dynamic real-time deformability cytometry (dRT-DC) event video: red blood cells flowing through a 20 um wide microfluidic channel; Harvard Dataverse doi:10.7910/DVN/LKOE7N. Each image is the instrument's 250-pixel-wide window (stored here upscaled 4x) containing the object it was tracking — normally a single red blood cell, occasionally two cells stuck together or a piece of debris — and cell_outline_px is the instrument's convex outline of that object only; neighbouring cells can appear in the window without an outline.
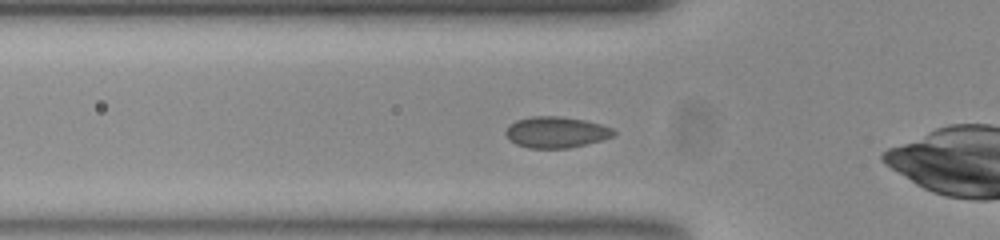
{"species": "common noctule bat (a hibernating species)", "species_latin": "Nyctalus noctula", "temperature_condition": "room temperature", "stored_images_in_passage": 33, "camera_frame_rate_fps": 3000, "um_per_image_px": 0.085, "animal": {"sex": "female", "body_mass_g": 23.0, "forearm_length_mm": 53.4}, "frame": {"image": 1, "passage_image": 3, "time_ms": 0.667, "image_size_px": [1000, 240], "cell_outline_px": [[616, 132], [612, 136], [600, 140], [568, 148], [528, 148], [516, 144], [508, 140], [504, 132], [508, 124], [516, 120], [532, 116], [560, 116], [584, 120], [600, 124], [612, 128]], "centroid_in_image_um": [47.2, 11.23], "position_along_channel_um": 78.6, "area_um2": 19.59}}
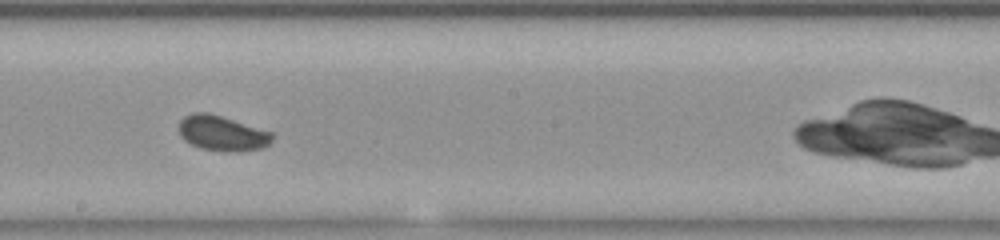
{"frame": {"image": 2, "passage_image": 15, "time_ms": 4.667, "image_size_px": [1000, 240], "cell_outline_px": [[276, 132], [272, 140], [264, 148], [236, 152], [224, 152], [200, 148], [184, 140], [180, 136], [180, 120], [184, 116], [192, 112], [208, 112]], "centroid_in_image_um": [18.93, 11.32], "position_along_channel_um": 229.3, "area_um2": 19.54}}
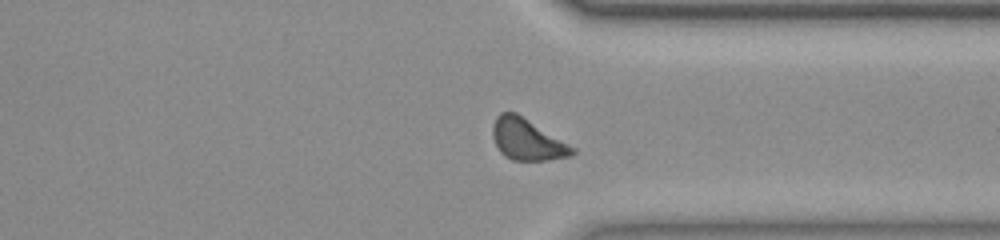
{"frame": {"image": 3, "passage_image": 26, "time_ms": 8.333, "image_size_px": [1000, 240], "cell_outline_px": [[576, 152], [568, 156], [544, 160], [512, 160], [504, 156], [500, 152], [492, 136], [492, 128], [496, 116], [500, 112], [516, 112], [576, 148]], "centroid_in_image_um": [44.79, 11.85], "position_along_channel_um": 366.6, "area_um2": 19.07}, "authors_computed_cell_mechanics": {"area_um2": 18.8428, "velocity_mm_per_s": 3.7588, "shape_relaxation_time_tau1_ms": 2.9059, "shape_relaxation_time_tau2_ms": null, "deformation_change_tau1": 0.0601, "deformation_change_tau2": null}}